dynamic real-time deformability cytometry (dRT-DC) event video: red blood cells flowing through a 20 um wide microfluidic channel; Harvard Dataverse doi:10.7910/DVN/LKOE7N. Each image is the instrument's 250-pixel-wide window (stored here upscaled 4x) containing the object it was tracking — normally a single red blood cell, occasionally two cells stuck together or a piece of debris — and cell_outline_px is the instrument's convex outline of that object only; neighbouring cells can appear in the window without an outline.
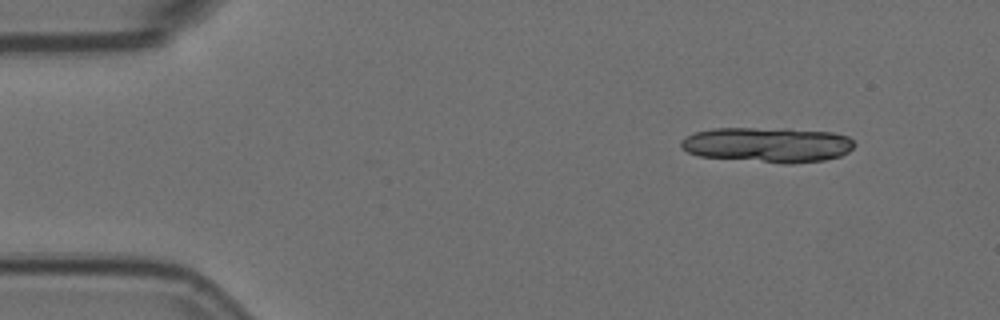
{"species": "Egyptian fruit bat (a non-hibernating species)", "species_latin": "Rousettus aegyptiacus", "temperature_condition": "room temperature", "stored_images_in_passage": 2, "camera_frame_rate_fps": 3000, "um_per_image_px": 0.085, "animal": {"sex": "female"}, "frame": {"image": 1, "passage_image": 1, "time_ms": 0.0, "image_size_px": [1000, 320], "cell_outline_px": [[856, 144], [848, 152], [840, 156], [824, 160], [788, 164], [780, 164], [700, 156], [688, 152], [680, 144], [680, 140], [684, 136], [696, 132], [712, 128], [788, 128], [832, 132], [848, 136]], "centroid_in_image_um": [65.25, 12.3], "position_along_channel_um": 19.7, "area_um2": 35.89}}